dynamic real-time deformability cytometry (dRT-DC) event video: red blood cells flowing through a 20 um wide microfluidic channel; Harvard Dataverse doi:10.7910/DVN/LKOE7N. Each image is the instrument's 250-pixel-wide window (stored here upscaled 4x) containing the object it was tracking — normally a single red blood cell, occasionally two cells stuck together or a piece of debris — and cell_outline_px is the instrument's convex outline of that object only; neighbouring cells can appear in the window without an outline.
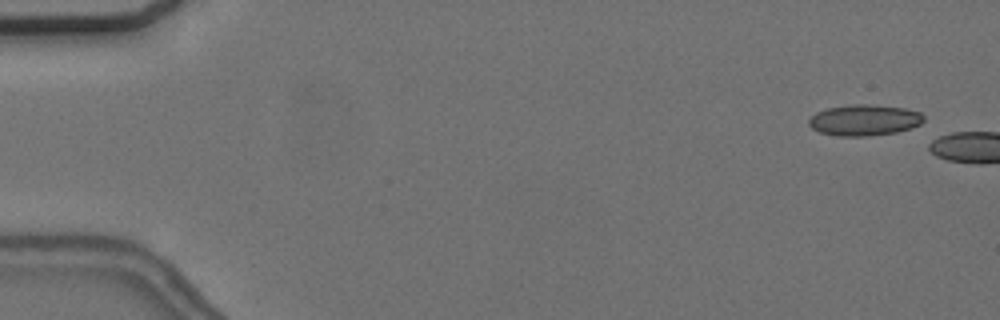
{"species": "common noctule bat (a hibernating species)", "species_latin": "Nyctalus noctula", "temperature_condition": "cold", "stored_images_in_passage": 9, "camera_frame_rate_fps": 3000, "um_per_image_px": 0.085, "animal": {"sex": "female", "body_mass_g": 24.6, "forearm_length_mm": 56.2}, "frame": {"image": 1, "passage_image": 3, "time_ms": 0.667, "image_size_px": [1000, 320], "cell_outline_px": [[924, 120], [920, 124], [912, 128], [896, 132], [868, 136], [836, 136], [820, 132], [812, 128], [808, 124], [808, 120], [816, 112], [828, 108], [848, 104], [868, 104], [904, 108], [920, 112], [924, 116]], "centroid_in_image_um": [73.46, 10.21], "position_along_channel_um": 11.5, "area_um2": 20.87}}